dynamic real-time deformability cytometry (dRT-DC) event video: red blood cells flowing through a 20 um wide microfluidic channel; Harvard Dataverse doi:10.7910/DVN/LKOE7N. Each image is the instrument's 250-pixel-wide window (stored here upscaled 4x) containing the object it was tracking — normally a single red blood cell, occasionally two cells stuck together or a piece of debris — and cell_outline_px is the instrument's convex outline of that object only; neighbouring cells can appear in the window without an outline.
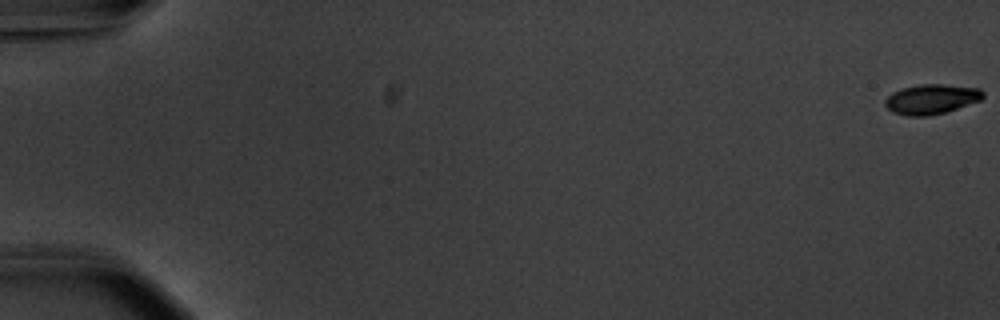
{"species": "common noctule bat (a hibernating species)", "species_latin": "Nyctalus noctula", "temperature_condition": "warm", "stored_images_in_passage": 56, "camera_frame_rate_fps": 3000, "um_per_image_px": 0.085, "animal": {"sex": "male", "body_mass_g": 20.1, "forearm_length_mm": 53.5}, "frame": {"image": 1, "passage_image": 1, "time_ms": 0.0, "image_size_px": [1000, 320], "cell_outline_px": [[984, 96], [980, 100], [944, 112], [928, 116], [908, 116], [892, 112], [884, 104], [884, 100], [892, 92], [904, 88], [920, 84], [944, 84], [980, 88], [984, 92]], "centroid_in_image_um": [79.15, 8.42], "position_along_channel_um": 5.8, "area_um2": 16.94}}
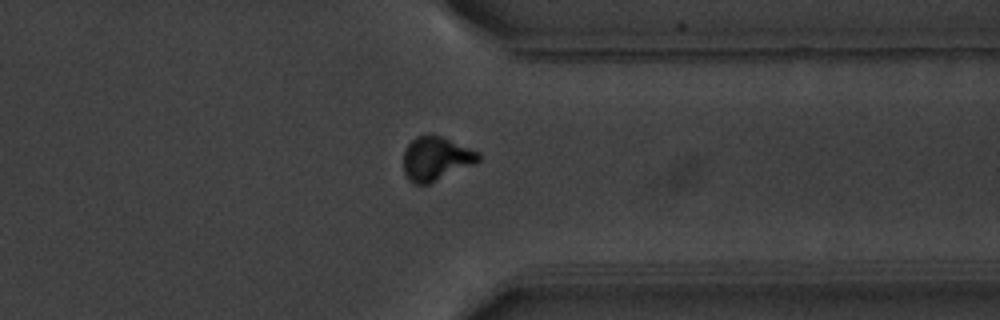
{"frame": {"image": 2, "passage_image": 45, "time_ms": 14.667, "image_size_px": [1000, 320], "cell_outline_px": [[480, 160], [476, 164], [428, 184], [416, 184], [408, 180], [404, 172], [404, 152], [408, 144], [416, 136], [428, 132], [440, 136], [480, 152]], "centroid_in_image_um": [37.06, 13.47], "position_along_channel_um": 374.3, "area_um2": 19.36}}
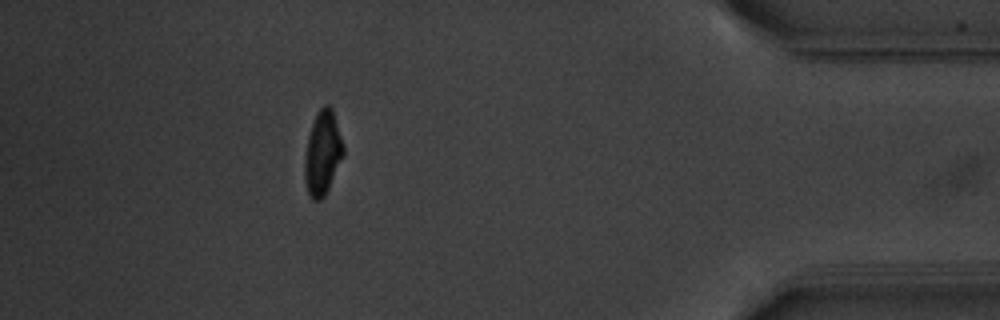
{"frame": {"image": 3, "passage_image": 51, "time_ms": 16.667, "image_size_px": [1000, 320], "cell_outline_px": [[344, 156], [324, 196], [320, 200], [312, 200], [308, 196], [304, 180], [304, 164], [308, 136], [316, 112], [324, 104], [328, 104], [332, 108], [344, 148]], "centroid_in_image_um": [27.41, 13.02], "position_along_channel_um": 407.8, "area_um2": 18.96}, "authors_computed_cell_mechanics": {"area_um2": 18.4671, "velocity_mm_per_s": 3.7454, "shape_relaxation_time_tau1_ms": 2.5252, "shape_relaxation_time_tau2_ms": 1.9968, "deformation_change_tau1": 0.168, "deformation_change_tau2": 0.0641}}